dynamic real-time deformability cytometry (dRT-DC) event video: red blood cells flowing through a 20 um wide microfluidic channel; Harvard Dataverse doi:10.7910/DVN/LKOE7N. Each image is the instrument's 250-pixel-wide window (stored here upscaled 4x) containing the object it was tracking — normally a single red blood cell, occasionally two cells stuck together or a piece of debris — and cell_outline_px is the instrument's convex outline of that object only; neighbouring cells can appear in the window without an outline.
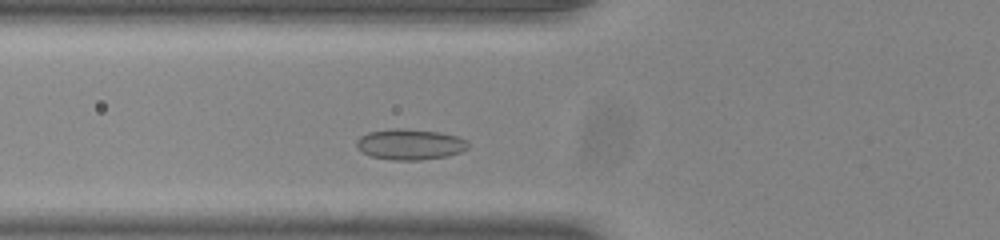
{"species": "common noctule bat (a hibernating species)", "species_latin": "Nyctalus noctula", "temperature_condition": "room temperature", "stored_images_in_passage": 29, "camera_frame_rate_fps": 3000, "um_per_image_px": 0.085, "animal": {"sex": "male", "body_mass_g": 20.0, "forearm_length_mm": 53.3}, "frame": {"image": 1, "passage_image": 2, "time_ms": 0.333, "image_size_px": [1000, 240], "cell_outline_px": [[468, 148], [460, 152], [448, 156], [420, 160], [392, 160], [372, 156], [356, 148], [356, 140], [360, 136], [368, 132], [392, 128], [400, 128], [440, 132], [456, 136], [468, 140]], "centroid_in_image_um": [34.85, 12.26], "position_along_channel_um": 91.0, "area_um2": 20.06}}
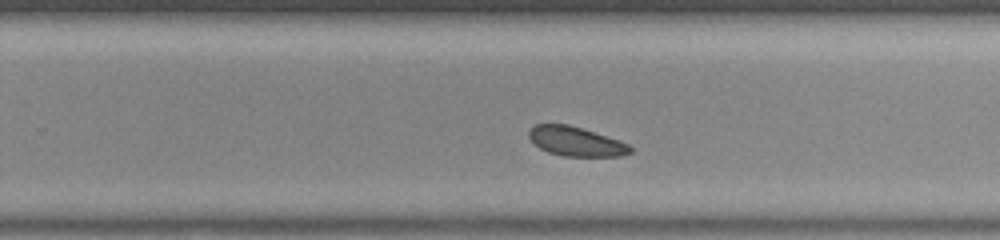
{"frame": {"image": 2, "passage_image": 17, "time_ms": 5.333, "image_size_px": [1000, 240], "cell_outline_px": [[632, 152], [620, 156], [564, 156], [548, 152], [540, 148], [528, 136], [528, 132], [536, 124], [568, 124], [628, 144], [632, 148]], "centroid_in_image_um": [48.93, 12.03], "position_along_channel_um": 280.9, "area_um2": 16.88}}
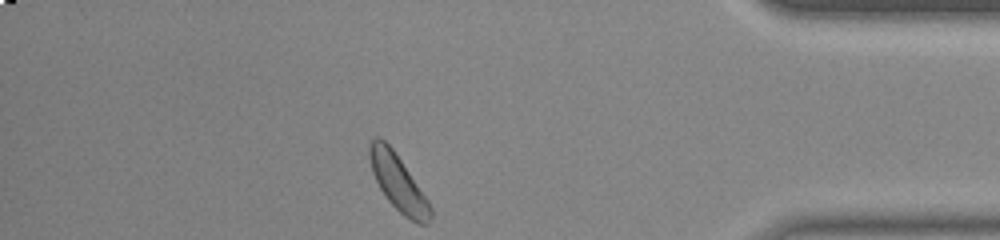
{"frame": {"image": 3, "passage_image": 29, "time_ms": 9.333, "image_size_px": [1000, 240], "cell_outline_px": [[432, 220], [428, 224], [416, 224], [404, 216], [388, 200], [380, 188], [372, 172], [368, 156], [368, 148], [372, 140], [376, 136], [384, 140], [392, 148], [428, 200], [432, 208]], "centroid_in_image_um": [33.85, 15.56], "position_along_channel_um": 401.4, "area_um2": 19.71}}